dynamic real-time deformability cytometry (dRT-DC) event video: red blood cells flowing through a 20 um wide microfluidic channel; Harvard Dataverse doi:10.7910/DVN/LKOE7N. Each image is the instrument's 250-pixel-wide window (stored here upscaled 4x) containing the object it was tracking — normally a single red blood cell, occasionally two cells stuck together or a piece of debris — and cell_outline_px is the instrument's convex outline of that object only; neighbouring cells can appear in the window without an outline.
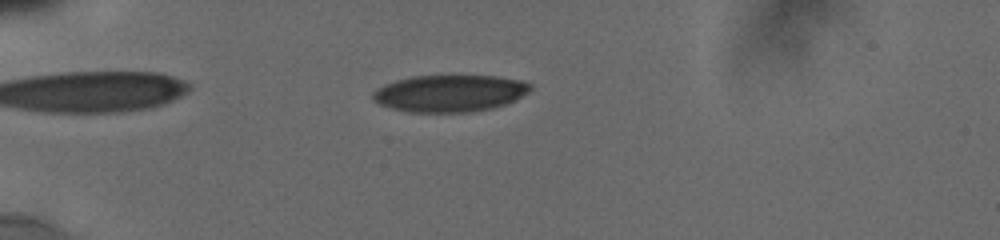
{"species": "human", "species_latin": "Homo sapiens", "temperature_condition": "cold", "stored_images_in_passage": 24, "camera_frame_rate_fps": 3000, "um_per_image_px": 0.085, "donor": {"sex": "male"}, "frame": {"image": 1, "passage_image": 8, "time_ms": 3.667, "image_size_px": [1000, 240], "cell_outline_px": [[532, 88], [528, 92], [516, 100], [492, 108], [472, 112], [408, 112], [392, 108], [380, 104], [372, 100], [372, 92], [376, 88], [384, 84], [396, 80], [412, 76], [452, 72], [496, 76], [520, 80], [532, 84]], "centroid_in_image_um": [38.22, 7.88], "position_along_channel_um": 46.8, "area_um2": 35.2}}
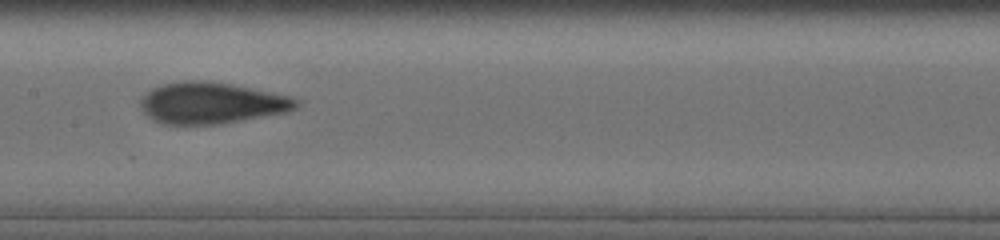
{"frame": {"image": 2, "passage_image": 17, "time_ms": 8.333, "image_size_px": [1000, 240], "cell_outline_px": [[300, 104], [296, 108], [288, 112], [220, 124], [164, 124], [152, 120], [140, 108], [140, 100], [144, 92], [160, 84], [184, 80], [208, 80], [232, 84], [292, 96], [300, 100]], "centroid_in_image_um": [17.97, 8.74], "position_along_channel_um": 189.4, "area_um2": 38.09}}
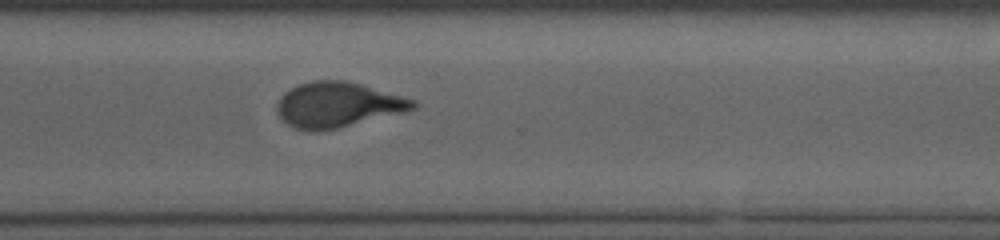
{"frame": {"image": 3, "passage_image": 24, "time_ms": 12.333, "image_size_px": [1000, 240], "cell_outline_px": [[416, 108], [336, 128], [296, 128], [288, 124], [276, 112], [276, 104], [280, 96], [284, 92], [300, 84], [312, 80], [344, 80], [360, 84], [416, 100]], "centroid_in_image_um": [28.67, 8.86], "position_along_channel_um": 341.9, "area_um2": 34.62}}